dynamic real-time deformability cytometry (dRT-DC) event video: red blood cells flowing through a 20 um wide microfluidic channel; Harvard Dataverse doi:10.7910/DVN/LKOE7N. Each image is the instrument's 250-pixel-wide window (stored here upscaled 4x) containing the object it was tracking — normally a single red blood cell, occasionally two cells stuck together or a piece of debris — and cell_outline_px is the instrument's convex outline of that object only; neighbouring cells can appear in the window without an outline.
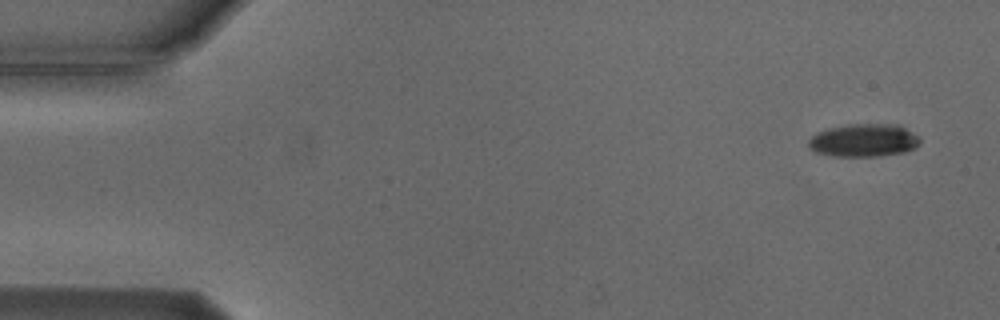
{"species": "Egyptian fruit bat (a non-hibernating species)", "species_latin": "Rousettus aegyptiacus", "temperature_condition": "cold", "stored_images_in_passage": 7, "camera_frame_rate_fps": 3000, "um_per_image_px": 0.085, "animal": {"sex": "male"}, "frame": {"image": 1, "passage_image": 1, "time_ms": 0.0, "image_size_px": [1000, 320], "cell_outline_px": [[920, 144], [916, 148], [904, 152], [880, 156], [832, 156], [816, 152], [808, 148], [808, 140], [816, 132], [848, 124], [896, 124], [920, 136]], "centroid_in_image_um": [73.43, 11.93], "position_along_channel_um": 11.6, "area_um2": 21.5}}
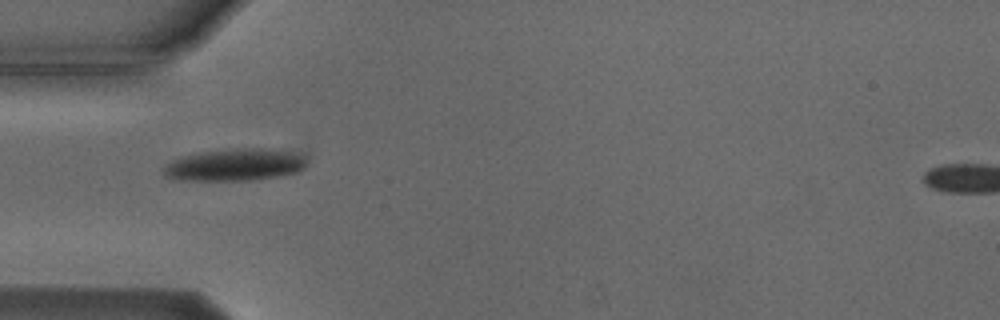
{"frame": {"image": 2, "passage_image": 5, "time_ms": 4.667, "image_size_px": [1000, 320], "cell_outline_px": [[304, 168], [296, 172], [276, 176], [252, 180], [172, 180], [164, 176], [164, 164], [180, 156], [200, 152], [232, 148], [260, 148], [300, 152], [304, 156]], "centroid_in_image_um": [19.91, 14.0], "position_along_channel_um": 65.1, "area_um2": 26.99}}
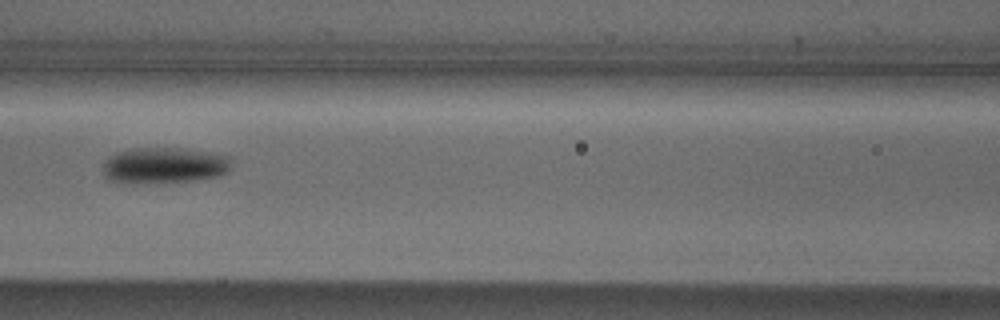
{"frame": {"image": 3, "passage_image": 7, "time_ms": 7.0, "image_size_px": [1000, 320], "cell_outline_px": [[232, 168], [228, 172], [220, 176], [192, 180], [124, 184], [112, 180], [104, 176], [104, 160], [108, 156], [116, 152], [136, 148], [180, 148], [212, 152], [228, 156], [232, 164]], "centroid_in_image_um": [13.97, 14.05], "position_along_channel_um": 152.6, "area_um2": 27.17}}